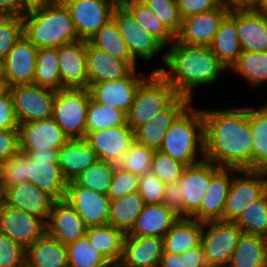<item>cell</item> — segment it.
<instances>
[{"mask_svg":"<svg viewBox=\"0 0 267 267\" xmlns=\"http://www.w3.org/2000/svg\"><path fill=\"white\" fill-rule=\"evenodd\" d=\"M91 245L113 265L122 258L123 242L126 234L111 224L88 227L85 235Z\"/></svg>","mask_w":267,"mask_h":267,"instance_id":"obj_35","label":"cell"},{"mask_svg":"<svg viewBox=\"0 0 267 267\" xmlns=\"http://www.w3.org/2000/svg\"><path fill=\"white\" fill-rule=\"evenodd\" d=\"M9 90V86L7 84L6 79L2 75V72L0 70V95L6 93Z\"/></svg>","mask_w":267,"mask_h":267,"instance_id":"obj_64","label":"cell"},{"mask_svg":"<svg viewBox=\"0 0 267 267\" xmlns=\"http://www.w3.org/2000/svg\"><path fill=\"white\" fill-rule=\"evenodd\" d=\"M221 6L229 10L244 9V0H219Z\"/></svg>","mask_w":267,"mask_h":267,"instance_id":"obj_62","label":"cell"},{"mask_svg":"<svg viewBox=\"0 0 267 267\" xmlns=\"http://www.w3.org/2000/svg\"><path fill=\"white\" fill-rule=\"evenodd\" d=\"M0 182L3 189H9L28 182V156L18 150L4 163L0 164Z\"/></svg>","mask_w":267,"mask_h":267,"instance_id":"obj_46","label":"cell"},{"mask_svg":"<svg viewBox=\"0 0 267 267\" xmlns=\"http://www.w3.org/2000/svg\"><path fill=\"white\" fill-rule=\"evenodd\" d=\"M166 184L151 172L139 176L138 193L145 204H162Z\"/></svg>","mask_w":267,"mask_h":267,"instance_id":"obj_53","label":"cell"},{"mask_svg":"<svg viewBox=\"0 0 267 267\" xmlns=\"http://www.w3.org/2000/svg\"><path fill=\"white\" fill-rule=\"evenodd\" d=\"M117 1H118V3L121 4L123 1H126V0H117Z\"/></svg>","mask_w":267,"mask_h":267,"instance_id":"obj_68","label":"cell"},{"mask_svg":"<svg viewBox=\"0 0 267 267\" xmlns=\"http://www.w3.org/2000/svg\"><path fill=\"white\" fill-rule=\"evenodd\" d=\"M33 84L54 90L66 88L61 82L57 48L38 49Z\"/></svg>","mask_w":267,"mask_h":267,"instance_id":"obj_40","label":"cell"},{"mask_svg":"<svg viewBox=\"0 0 267 267\" xmlns=\"http://www.w3.org/2000/svg\"><path fill=\"white\" fill-rule=\"evenodd\" d=\"M87 225L65 200H55L46 222V233L68 245L86 235Z\"/></svg>","mask_w":267,"mask_h":267,"instance_id":"obj_20","label":"cell"},{"mask_svg":"<svg viewBox=\"0 0 267 267\" xmlns=\"http://www.w3.org/2000/svg\"><path fill=\"white\" fill-rule=\"evenodd\" d=\"M68 267H113V265L95 249L84 236L66 245Z\"/></svg>","mask_w":267,"mask_h":267,"instance_id":"obj_43","label":"cell"},{"mask_svg":"<svg viewBox=\"0 0 267 267\" xmlns=\"http://www.w3.org/2000/svg\"><path fill=\"white\" fill-rule=\"evenodd\" d=\"M179 218L163 204H145L129 236L164 238Z\"/></svg>","mask_w":267,"mask_h":267,"instance_id":"obj_30","label":"cell"},{"mask_svg":"<svg viewBox=\"0 0 267 267\" xmlns=\"http://www.w3.org/2000/svg\"><path fill=\"white\" fill-rule=\"evenodd\" d=\"M186 267H208L201 244L185 252Z\"/></svg>","mask_w":267,"mask_h":267,"instance_id":"obj_59","label":"cell"},{"mask_svg":"<svg viewBox=\"0 0 267 267\" xmlns=\"http://www.w3.org/2000/svg\"><path fill=\"white\" fill-rule=\"evenodd\" d=\"M185 218L191 216L201 207L210 182V161L202 160L186 166L180 178Z\"/></svg>","mask_w":267,"mask_h":267,"instance_id":"obj_27","label":"cell"},{"mask_svg":"<svg viewBox=\"0 0 267 267\" xmlns=\"http://www.w3.org/2000/svg\"><path fill=\"white\" fill-rule=\"evenodd\" d=\"M87 143L96 152L98 160L118 165L135 141L134 131L127 125L88 133Z\"/></svg>","mask_w":267,"mask_h":267,"instance_id":"obj_17","label":"cell"},{"mask_svg":"<svg viewBox=\"0 0 267 267\" xmlns=\"http://www.w3.org/2000/svg\"><path fill=\"white\" fill-rule=\"evenodd\" d=\"M159 267H186L185 252L183 254H176L163 251Z\"/></svg>","mask_w":267,"mask_h":267,"instance_id":"obj_60","label":"cell"},{"mask_svg":"<svg viewBox=\"0 0 267 267\" xmlns=\"http://www.w3.org/2000/svg\"><path fill=\"white\" fill-rule=\"evenodd\" d=\"M64 199L80 215L87 227L109 224L110 198L73 181L67 183Z\"/></svg>","mask_w":267,"mask_h":267,"instance_id":"obj_13","label":"cell"},{"mask_svg":"<svg viewBox=\"0 0 267 267\" xmlns=\"http://www.w3.org/2000/svg\"><path fill=\"white\" fill-rule=\"evenodd\" d=\"M239 169L217 167L210 162V182L201 207L191 216L192 219L207 222L223 220L225 201L233 177Z\"/></svg>","mask_w":267,"mask_h":267,"instance_id":"obj_14","label":"cell"},{"mask_svg":"<svg viewBox=\"0 0 267 267\" xmlns=\"http://www.w3.org/2000/svg\"><path fill=\"white\" fill-rule=\"evenodd\" d=\"M88 42L91 45L103 51H106L113 58L119 59L121 61H126L134 69H137V62L129 52L127 44L121 37L117 24L112 18L106 24H104L92 37H90Z\"/></svg>","mask_w":267,"mask_h":267,"instance_id":"obj_36","label":"cell"},{"mask_svg":"<svg viewBox=\"0 0 267 267\" xmlns=\"http://www.w3.org/2000/svg\"><path fill=\"white\" fill-rule=\"evenodd\" d=\"M162 60V64L169 69L162 67L152 72H159L177 96L185 97L191 102L196 87L215 83L221 71H227L210 47L188 45L176 38Z\"/></svg>","mask_w":267,"mask_h":267,"instance_id":"obj_2","label":"cell"},{"mask_svg":"<svg viewBox=\"0 0 267 267\" xmlns=\"http://www.w3.org/2000/svg\"><path fill=\"white\" fill-rule=\"evenodd\" d=\"M164 238L136 237L126 234L118 267H159Z\"/></svg>","mask_w":267,"mask_h":267,"instance_id":"obj_25","label":"cell"},{"mask_svg":"<svg viewBox=\"0 0 267 267\" xmlns=\"http://www.w3.org/2000/svg\"><path fill=\"white\" fill-rule=\"evenodd\" d=\"M256 109L248 107L252 134V170H259L267 163V104Z\"/></svg>","mask_w":267,"mask_h":267,"instance_id":"obj_38","label":"cell"},{"mask_svg":"<svg viewBox=\"0 0 267 267\" xmlns=\"http://www.w3.org/2000/svg\"><path fill=\"white\" fill-rule=\"evenodd\" d=\"M191 105L172 123L159 149L186 166L204 160V116L200 108L197 109ZM198 152L199 156H202L200 159H197Z\"/></svg>","mask_w":267,"mask_h":267,"instance_id":"obj_4","label":"cell"},{"mask_svg":"<svg viewBox=\"0 0 267 267\" xmlns=\"http://www.w3.org/2000/svg\"><path fill=\"white\" fill-rule=\"evenodd\" d=\"M13 98L10 90L0 95V129H18Z\"/></svg>","mask_w":267,"mask_h":267,"instance_id":"obj_56","label":"cell"},{"mask_svg":"<svg viewBox=\"0 0 267 267\" xmlns=\"http://www.w3.org/2000/svg\"><path fill=\"white\" fill-rule=\"evenodd\" d=\"M4 204V189L0 182V207Z\"/></svg>","mask_w":267,"mask_h":267,"instance_id":"obj_67","label":"cell"},{"mask_svg":"<svg viewBox=\"0 0 267 267\" xmlns=\"http://www.w3.org/2000/svg\"><path fill=\"white\" fill-rule=\"evenodd\" d=\"M25 267H68L66 245L45 233L26 249Z\"/></svg>","mask_w":267,"mask_h":267,"instance_id":"obj_31","label":"cell"},{"mask_svg":"<svg viewBox=\"0 0 267 267\" xmlns=\"http://www.w3.org/2000/svg\"><path fill=\"white\" fill-rule=\"evenodd\" d=\"M26 249L0 232V267H25Z\"/></svg>","mask_w":267,"mask_h":267,"instance_id":"obj_52","label":"cell"},{"mask_svg":"<svg viewBox=\"0 0 267 267\" xmlns=\"http://www.w3.org/2000/svg\"><path fill=\"white\" fill-rule=\"evenodd\" d=\"M60 0H19L20 2V16L23 17L24 15L43 10L46 7L52 6L58 3Z\"/></svg>","mask_w":267,"mask_h":267,"instance_id":"obj_58","label":"cell"},{"mask_svg":"<svg viewBox=\"0 0 267 267\" xmlns=\"http://www.w3.org/2000/svg\"><path fill=\"white\" fill-rule=\"evenodd\" d=\"M19 150L57 149L69 139L53 118L26 122L18 126Z\"/></svg>","mask_w":267,"mask_h":267,"instance_id":"obj_21","label":"cell"},{"mask_svg":"<svg viewBox=\"0 0 267 267\" xmlns=\"http://www.w3.org/2000/svg\"><path fill=\"white\" fill-rule=\"evenodd\" d=\"M191 103L189 99L177 96L165 109L134 131L135 141L159 150L167 130Z\"/></svg>","mask_w":267,"mask_h":267,"instance_id":"obj_24","label":"cell"},{"mask_svg":"<svg viewBox=\"0 0 267 267\" xmlns=\"http://www.w3.org/2000/svg\"><path fill=\"white\" fill-rule=\"evenodd\" d=\"M223 6L182 19L175 38L188 45L210 46L223 19L229 14Z\"/></svg>","mask_w":267,"mask_h":267,"instance_id":"obj_19","label":"cell"},{"mask_svg":"<svg viewBox=\"0 0 267 267\" xmlns=\"http://www.w3.org/2000/svg\"><path fill=\"white\" fill-rule=\"evenodd\" d=\"M201 110L205 122L204 159L217 167L252 170L248 107Z\"/></svg>","mask_w":267,"mask_h":267,"instance_id":"obj_1","label":"cell"},{"mask_svg":"<svg viewBox=\"0 0 267 267\" xmlns=\"http://www.w3.org/2000/svg\"><path fill=\"white\" fill-rule=\"evenodd\" d=\"M236 27L242 51H267V14L252 8L236 9Z\"/></svg>","mask_w":267,"mask_h":267,"instance_id":"obj_26","label":"cell"},{"mask_svg":"<svg viewBox=\"0 0 267 267\" xmlns=\"http://www.w3.org/2000/svg\"><path fill=\"white\" fill-rule=\"evenodd\" d=\"M23 35L38 49L57 48L80 40L69 10L59 1L22 17Z\"/></svg>","mask_w":267,"mask_h":267,"instance_id":"obj_3","label":"cell"},{"mask_svg":"<svg viewBox=\"0 0 267 267\" xmlns=\"http://www.w3.org/2000/svg\"><path fill=\"white\" fill-rule=\"evenodd\" d=\"M162 204L178 218H185V207L179 180L166 184Z\"/></svg>","mask_w":267,"mask_h":267,"instance_id":"obj_54","label":"cell"},{"mask_svg":"<svg viewBox=\"0 0 267 267\" xmlns=\"http://www.w3.org/2000/svg\"><path fill=\"white\" fill-rule=\"evenodd\" d=\"M87 41L57 47L61 82L66 88H88Z\"/></svg>","mask_w":267,"mask_h":267,"instance_id":"obj_22","label":"cell"},{"mask_svg":"<svg viewBox=\"0 0 267 267\" xmlns=\"http://www.w3.org/2000/svg\"><path fill=\"white\" fill-rule=\"evenodd\" d=\"M127 123V114L121 109L98 104L92 98L87 106L86 135Z\"/></svg>","mask_w":267,"mask_h":267,"instance_id":"obj_42","label":"cell"},{"mask_svg":"<svg viewBox=\"0 0 267 267\" xmlns=\"http://www.w3.org/2000/svg\"><path fill=\"white\" fill-rule=\"evenodd\" d=\"M89 88L56 90L52 118L68 139H85Z\"/></svg>","mask_w":267,"mask_h":267,"instance_id":"obj_6","label":"cell"},{"mask_svg":"<svg viewBox=\"0 0 267 267\" xmlns=\"http://www.w3.org/2000/svg\"><path fill=\"white\" fill-rule=\"evenodd\" d=\"M227 267H267V238L242 232Z\"/></svg>","mask_w":267,"mask_h":267,"instance_id":"obj_34","label":"cell"},{"mask_svg":"<svg viewBox=\"0 0 267 267\" xmlns=\"http://www.w3.org/2000/svg\"><path fill=\"white\" fill-rule=\"evenodd\" d=\"M0 232L27 249L46 233V223L37 216L3 204L0 207Z\"/></svg>","mask_w":267,"mask_h":267,"instance_id":"obj_16","label":"cell"},{"mask_svg":"<svg viewBox=\"0 0 267 267\" xmlns=\"http://www.w3.org/2000/svg\"><path fill=\"white\" fill-rule=\"evenodd\" d=\"M139 176L123 170L118 165L114 167L112 182L107 196L110 200L118 199L124 195L138 192Z\"/></svg>","mask_w":267,"mask_h":267,"instance_id":"obj_51","label":"cell"},{"mask_svg":"<svg viewBox=\"0 0 267 267\" xmlns=\"http://www.w3.org/2000/svg\"><path fill=\"white\" fill-rule=\"evenodd\" d=\"M181 19L221 7L219 0H175Z\"/></svg>","mask_w":267,"mask_h":267,"instance_id":"obj_55","label":"cell"},{"mask_svg":"<svg viewBox=\"0 0 267 267\" xmlns=\"http://www.w3.org/2000/svg\"><path fill=\"white\" fill-rule=\"evenodd\" d=\"M19 124L52 118L56 90L35 84L9 87Z\"/></svg>","mask_w":267,"mask_h":267,"instance_id":"obj_10","label":"cell"},{"mask_svg":"<svg viewBox=\"0 0 267 267\" xmlns=\"http://www.w3.org/2000/svg\"><path fill=\"white\" fill-rule=\"evenodd\" d=\"M209 47L227 70L237 62L242 50L237 36L236 9L230 10L220 23Z\"/></svg>","mask_w":267,"mask_h":267,"instance_id":"obj_32","label":"cell"},{"mask_svg":"<svg viewBox=\"0 0 267 267\" xmlns=\"http://www.w3.org/2000/svg\"><path fill=\"white\" fill-rule=\"evenodd\" d=\"M236 175L233 176L225 201L223 221L235 222L249 205L267 192L259 170L241 169Z\"/></svg>","mask_w":267,"mask_h":267,"instance_id":"obj_9","label":"cell"},{"mask_svg":"<svg viewBox=\"0 0 267 267\" xmlns=\"http://www.w3.org/2000/svg\"><path fill=\"white\" fill-rule=\"evenodd\" d=\"M203 222L192 218H179L164 236L166 252L183 254L201 244Z\"/></svg>","mask_w":267,"mask_h":267,"instance_id":"obj_33","label":"cell"},{"mask_svg":"<svg viewBox=\"0 0 267 267\" xmlns=\"http://www.w3.org/2000/svg\"><path fill=\"white\" fill-rule=\"evenodd\" d=\"M19 150L18 129H0V164Z\"/></svg>","mask_w":267,"mask_h":267,"instance_id":"obj_57","label":"cell"},{"mask_svg":"<svg viewBox=\"0 0 267 267\" xmlns=\"http://www.w3.org/2000/svg\"><path fill=\"white\" fill-rule=\"evenodd\" d=\"M138 76L133 69L126 77L113 81L93 83L90 87L91 98L98 104L128 112L139 85L147 78Z\"/></svg>","mask_w":267,"mask_h":267,"instance_id":"obj_15","label":"cell"},{"mask_svg":"<svg viewBox=\"0 0 267 267\" xmlns=\"http://www.w3.org/2000/svg\"><path fill=\"white\" fill-rule=\"evenodd\" d=\"M112 19L117 24L119 33L132 57L150 61L154 56L165 47L146 30H144L131 15V13L122 5L118 4L112 13Z\"/></svg>","mask_w":267,"mask_h":267,"instance_id":"obj_12","label":"cell"},{"mask_svg":"<svg viewBox=\"0 0 267 267\" xmlns=\"http://www.w3.org/2000/svg\"><path fill=\"white\" fill-rule=\"evenodd\" d=\"M23 36V20L21 16L0 15V64Z\"/></svg>","mask_w":267,"mask_h":267,"instance_id":"obj_48","label":"cell"},{"mask_svg":"<svg viewBox=\"0 0 267 267\" xmlns=\"http://www.w3.org/2000/svg\"><path fill=\"white\" fill-rule=\"evenodd\" d=\"M251 8L257 12L267 14V0H257Z\"/></svg>","mask_w":267,"mask_h":267,"instance_id":"obj_63","label":"cell"},{"mask_svg":"<svg viewBox=\"0 0 267 267\" xmlns=\"http://www.w3.org/2000/svg\"><path fill=\"white\" fill-rule=\"evenodd\" d=\"M98 161L96 152L85 139H69L58 152V164L67 182Z\"/></svg>","mask_w":267,"mask_h":267,"instance_id":"obj_29","label":"cell"},{"mask_svg":"<svg viewBox=\"0 0 267 267\" xmlns=\"http://www.w3.org/2000/svg\"><path fill=\"white\" fill-rule=\"evenodd\" d=\"M235 223L244 233L267 238V192L249 205Z\"/></svg>","mask_w":267,"mask_h":267,"instance_id":"obj_45","label":"cell"},{"mask_svg":"<svg viewBox=\"0 0 267 267\" xmlns=\"http://www.w3.org/2000/svg\"><path fill=\"white\" fill-rule=\"evenodd\" d=\"M257 0H244V9H249L251 8Z\"/></svg>","mask_w":267,"mask_h":267,"instance_id":"obj_66","label":"cell"},{"mask_svg":"<svg viewBox=\"0 0 267 267\" xmlns=\"http://www.w3.org/2000/svg\"><path fill=\"white\" fill-rule=\"evenodd\" d=\"M185 168V164L174 160L169 155L159 150L154 151L150 172L165 184L180 180Z\"/></svg>","mask_w":267,"mask_h":267,"instance_id":"obj_49","label":"cell"},{"mask_svg":"<svg viewBox=\"0 0 267 267\" xmlns=\"http://www.w3.org/2000/svg\"><path fill=\"white\" fill-rule=\"evenodd\" d=\"M28 156V182L47 192L55 200L65 197L67 181L63 177L57 149L20 150Z\"/></svg>","mask_w":267,"mask_h":267,"instance_id":"obj_8","label":"cell"},{"mask_svg":"<svg viewBox=\"0 0 267 267\" xmlns=\"http://www.w3.org/2000/svg\"><path fill=\"white\" fill-rule=\"evenodd\" d=\"M237 75L243 77L251 86H260L267 82V51H242L237 62L231 67Z\"/></svg>","mask_w":267,"mask_h":267,"instance_id":"obj_41","label":"cell"},{"mask_svg":"<svg viewBox=\"0 0 267 267\" xmlns=\"http://www.w3.org/2000/svg\"><path fill=\"white\" fill-rule=\"evenodd\" d=\"M145 202L138 192L110 201L109 224L128 234L142 212Z\"/></svg>","mask_w":267,"mask_h":267,"instance_id":"obj_37","label":"cell"},{"mask_svg":"<svg viewBox=\"0 0 267 267\" xmlns=\"http://www.w3.org/2000/svg\"><path fill=\"white\" fill-rule=\"evenodd\" d=\"M259 171L261 172V174L263 175V178H264V183L266 185V189H267V163L261 167L259 169Z\"/></svg>","mask_w":267,"mask_h":267,"instance_id":"obj_65","label":"cell"},{"mask_svg":"<svg viewBox=\"0 0 267 267\" xmlns=\"http://www.w3.org/2000/svg\"><path fill=\"white\" fill-rule=\"evenodd\" d=\"M121 4L131 13L136 22L164 47L173 43L175 36L141 0H126Z\"/></svg>","mask_w":267,"mask_h":267,"instance_id":"obj_39","label":"cell"},{"mask_svg":"<svg viewBox=\"0 0 267 267\" xmlns=\"http://www.w3.org/2000/svg\"><path fill=\"white\" fill-rule=\"evenodd\" d=\"M38 48L23 36L1 63V72L9 87L33 84Z\"/></svg>","mask_w":267,"mask_h":267,"instance_id":"obj_18","label":"cell"},{"mask_svg":"<svg viewBox=\"0 0 267 267\" xmlns=\"http://www.w3.org/2000/svg\"><path fill=\"white\" fill-rule=\"evenodd\" d=\"M141 1L155 13V15L174 36L179 33L182 19L179 16L175 0Z\"/></svg>","mask_w":267,"mask_h":267,"instance_id":"obj_50","label":"cell"},{"mask_svg":"<svg viewBox=\"0 0 267 267\" xmlns=\"http://www.w3.org/2000/svg\"><path fill=\"white\" fill-rule=\"evenodd\" d=\"M154 149L134 141L118 166L134 175L142 176L151 171Z\"/></svg>","mask_w":267,"mask_h":267,"instance_id":"obj_47","label":"cell"},{"mask_svg":"<svg viewBox=\"0 0 267 267\" xmlns=\"http://www.w3.org/2000/svg\"><path fill=\"white\" fill-rule=\"evenodd\" d=\"M177 94L159 73L151 72L138 87L127 114V125L135 131L165 109Z\"/></svg>","mask_w":267,"mask_h":267,"instance_id":"obj_5","label":"cell"},{"mask_svg":"<svg viewBox=\"0 0 267 267\" xmlns=\"http://www.w3.org/2000/svg\"><path fill=\"white\" fill-rule=\"evenodd\" d=\"M241 234L242 230L232 221L203 222L201 246L207 266L227 267Z\"/></svg>","mask_w":267,"mask_h":267,"instance_id":"obj_7","label":"cell"},{"mask_svg":"<svg viewBox=\"0 0 267 267\" xmlns=\"http://www.w3.org/2000/svg\"><path fill=\"white\" fill-rule=\"evenodd\" d=\"M88 88L97 82L126 77L134 68L126 61L113 58L87 41L86 49Z\"/></svg>","mask_w":267,"mask_h":267,"instance_id":"obj_28","label":"cell"},{"mask_svg":"<svg viewBox=\"0 0 267 267\" xmlns=\"http://www.w3.org/2000/svg\"><path fill=\"white\" fill-rule=\"evenodd\" d=\"M55 199L31 182L4 189V204L48 221Z\"/></svg>","mask_w":267,"mask_h":267,"instance_id":"obj_23","label":"cell"},{"mask_svg":"<svg viewBox=\"0 0 267 267\" xmlns=\"http://www.w3.org/2000/svg\"><path fill=\"white\" fill-rule=\"evenodd\" d=\"M0 15L20 16L19 0H0Z\"/></svg>","mask_w":267,"mask_h":267,"instance_id":"obj_61","label":"cell"},{"mask_svg":"<svg viewBox=\"0 0 267 267\" xmlns=\"http://www.w3.org/2000/svg\"><path fill=\"white\" fill-rule=\"evenodd\" d=\"M115 166L113 163L98 160L80 173L73 182L78 186L107 195Z\"/></svg>","mask_w":267,"mask_h":267,"instance_id":"obj_44","label":"cell"},{"mask_svg":"<svg viewBox=\"0 0 267 267\" xmlns=\"http://www.w3.org/2000/svg\"><path fill=\"white\" fill-rule=\"evenodd\" d=\"M69 10L80 40L88 41L111 18L117 0H60Z\"/></svg>","mask_w":267,"mask_h":267,"instance_id":"obj_11","label":"cell"}]
</instances>
